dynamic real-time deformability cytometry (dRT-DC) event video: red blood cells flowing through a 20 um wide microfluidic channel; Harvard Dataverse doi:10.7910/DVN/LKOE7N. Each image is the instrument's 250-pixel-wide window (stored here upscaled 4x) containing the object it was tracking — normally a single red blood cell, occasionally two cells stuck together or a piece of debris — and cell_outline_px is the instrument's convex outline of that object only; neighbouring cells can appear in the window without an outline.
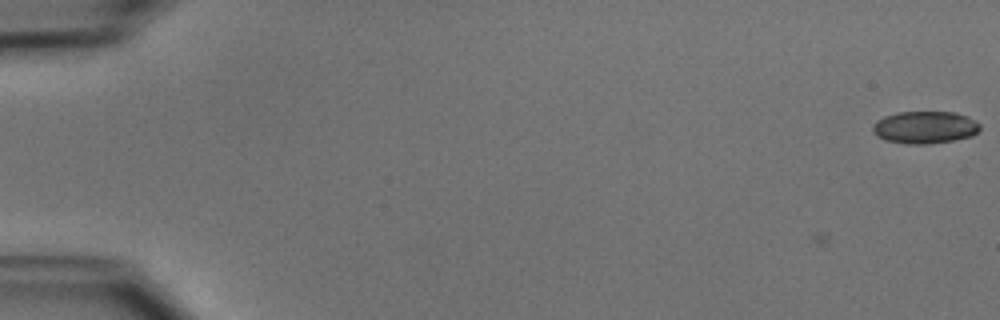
{"species": "common noctule bat (a hibernating species)", "species_latin": "Nyctalus noctula", "temperature_condition": "cold", "stored_images_in_passage": 6, "camera_frame_rate_fps": 3000, "um_per_image_px": 0.085, "animal": {"sex": "male", "body_mass_g": 15.6}, "frame": {"image": 1, "passage_image": 1, "time_ms": 0.0, "image_size_px": [1000, 320], "cell_outline_px": [[980, 128], [972, 136], [952, 140], [928, 144], [908, 144], [884, 140], [876, 136], [872, 132], [872, 124], [876, 120], [884, 116], [896, 112], [956, 112], [968, 116], [976, 120], [980, 124]], "centroid_in_image_um": [78.58, 10.82], "position_along_channel_um": 6.4, "area_um2": 20.46}}